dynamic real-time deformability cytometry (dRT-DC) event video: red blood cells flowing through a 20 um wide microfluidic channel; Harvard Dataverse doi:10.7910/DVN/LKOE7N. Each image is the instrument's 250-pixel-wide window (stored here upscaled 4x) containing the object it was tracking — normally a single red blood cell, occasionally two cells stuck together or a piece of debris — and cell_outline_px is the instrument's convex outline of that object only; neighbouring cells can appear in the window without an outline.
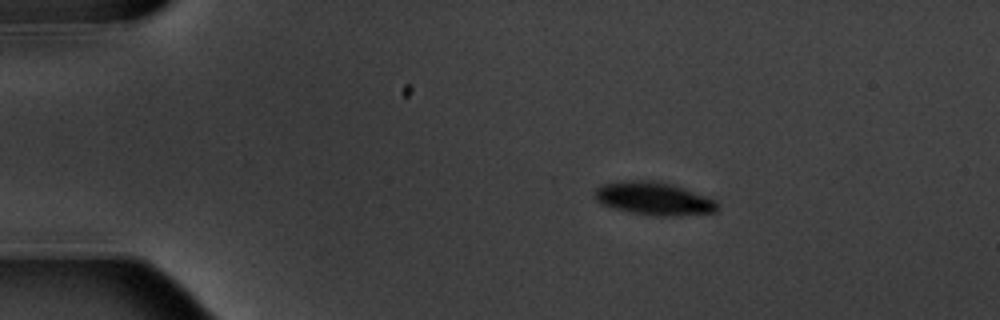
{"species": "common noctule bat (a hibernating species)", "species_latin": "Nyctalus noctula", "temperature_condition": "warm", "stored_images_in_passage": 6, "camera_frame_rate_fps": 3000, "um_per_image_px": 0.085, "animal": {"sex": "male", "body_mass_g": 20.1, "forearm_length_mm": 53.5}, "frame": {"image": 1, "passage_image": 3, "time_ms": 2.333, "image_size_px": [1000, 320], "cell_outline_px": [[720, 208], [716, 212], [680, 216], [656, 216], [632, 212], [616, 208], [604, 204], [596, 200], [592, 196], [596, 188], [604, 184], [624, 180], [652, 180], [672, 184], [716, 200]], "centroid_in_image_um": [55.6, 16.88], "position_along_channel_um": 29.4, "area_um2": 23.58}}
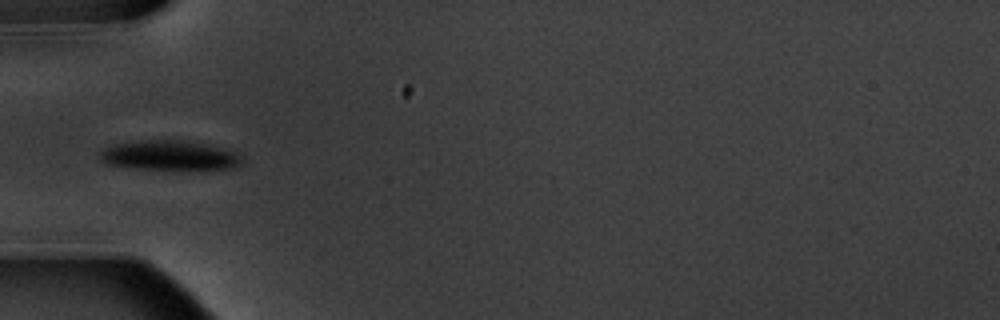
{"frame": {"image": 2, "passage_image": 5, "time_ms": 5.333, "image_size_px": [1000, 320], "cell_outline_px": [[240, 164], [232, 168], [168, 172], [136, 168], [108, 164], [100, 160], [100, 152], [104, 148], [116, 144], [148, 140], [180, 140], [220, 148], [236, 152], [240, 156]], "centroid_in_image_um": [14.39, 13.27], "position_along_channel_um": 70.6, "area_um2": 24.85}}